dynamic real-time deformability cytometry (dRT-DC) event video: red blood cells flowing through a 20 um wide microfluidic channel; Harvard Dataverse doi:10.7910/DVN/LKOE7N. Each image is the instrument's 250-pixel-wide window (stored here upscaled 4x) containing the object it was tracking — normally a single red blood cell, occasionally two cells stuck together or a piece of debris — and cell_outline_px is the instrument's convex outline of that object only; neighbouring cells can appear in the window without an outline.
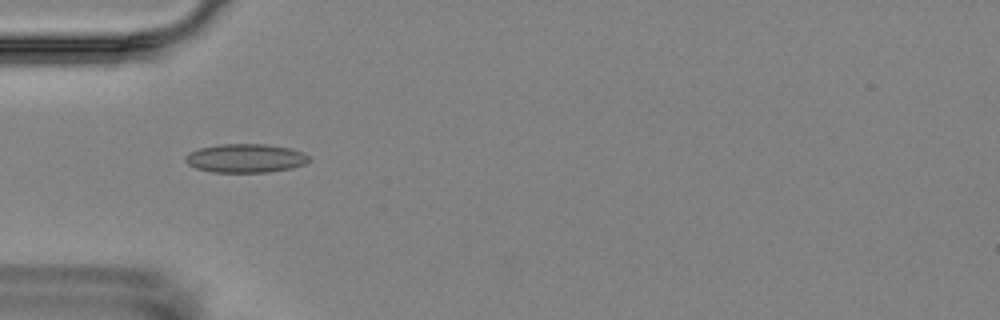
{"species": "Egyptian fruit bat (a non-hibernating species)", "species_latin": "Rousettus aegyptiacus", "temperature_condition": "room temperature", "stored_images_in_passage": 16, "camera_frame_rate_fps": 3000, "um_per_image_px": 0.085, "animal": {"sex": "female"}, "frame": {"image": 1, "passage_image": 5, "time_ms": 5.333, "image_size_px": [1000, 320], "cell_outline_px": [[312, 160], [304, 164], [292, 168], [268, 172], [212, 172], [196, 168], [188, 164], [184, 160], [184, 156], [188, 152], [200, 148], [220, 144], [268, 144], [288, 148], [304, 152]], "centroid_in_image_um": [20.87, 13.45], "position_along_channel_um": 64.1, "area_um2": 20.81}}
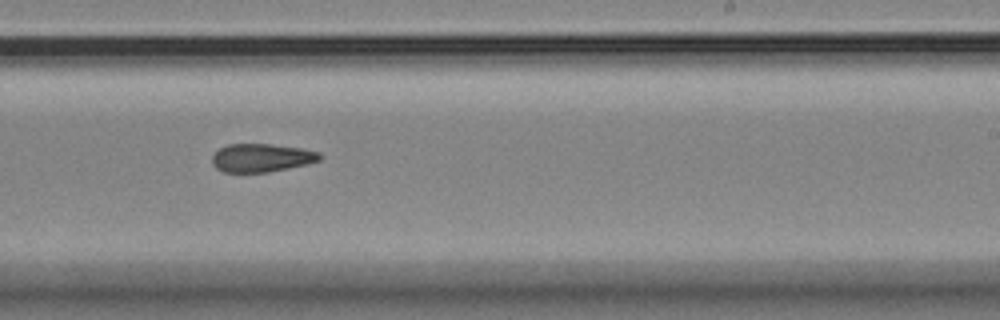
{"frame": {"image": 2, "passage_image": 10, "time_ms": 11.0, "image_size_px": [1000, 320], "cell_outline_px": [[320, 160], [288, 168], [268, 172], [224, 172], [216, 168], [212, 164], [212, 156], [220, 148], [228, 144], [268, 144], [300, 148], [320, 152]], "centroid_in_image_um": [22.19, 13.41], "position_along_channel_um": 266.8, "area_um2": 17.51}}
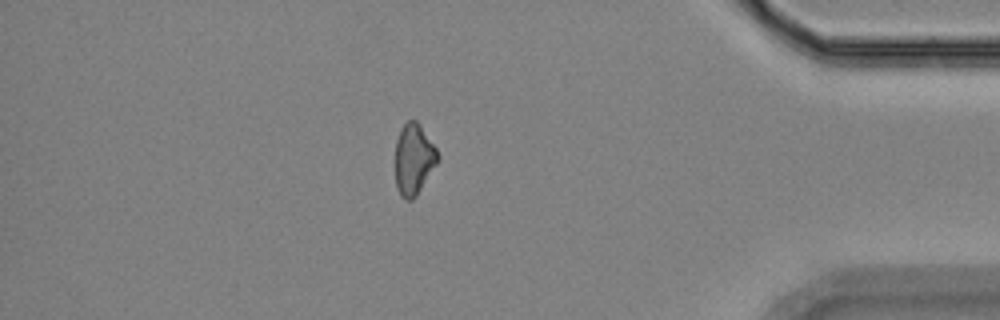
{"frame": {"image": 3, "passage_image": 14, "time_ms": 15.667, "image_size_px": [1000, 320], "cell_outline_px": [[440, 160], [416, 196], [412, 200], [404, 200], [400, 196], [396, 188], [396, 140], [400, 128], [408, 120], [416, 120], [420, 124], [436, 148], [440, 156]], "centroid_in_image_um": [35.18, 13.55], "position_along_channel_um": 400.0, "area_um2": 17.8}, "authors_computed_cell_mechanics": {"area_um2": 18.0914, "velocity_mm_per_s": 3.5869, "shape_relaxation_time_tau1_ms": 9.7543, "shape_relaxation_time_tau2_ms": 3.587, "deformation_change_tau1": 0.1771, "deformation_change_tau2": 0.0929}}